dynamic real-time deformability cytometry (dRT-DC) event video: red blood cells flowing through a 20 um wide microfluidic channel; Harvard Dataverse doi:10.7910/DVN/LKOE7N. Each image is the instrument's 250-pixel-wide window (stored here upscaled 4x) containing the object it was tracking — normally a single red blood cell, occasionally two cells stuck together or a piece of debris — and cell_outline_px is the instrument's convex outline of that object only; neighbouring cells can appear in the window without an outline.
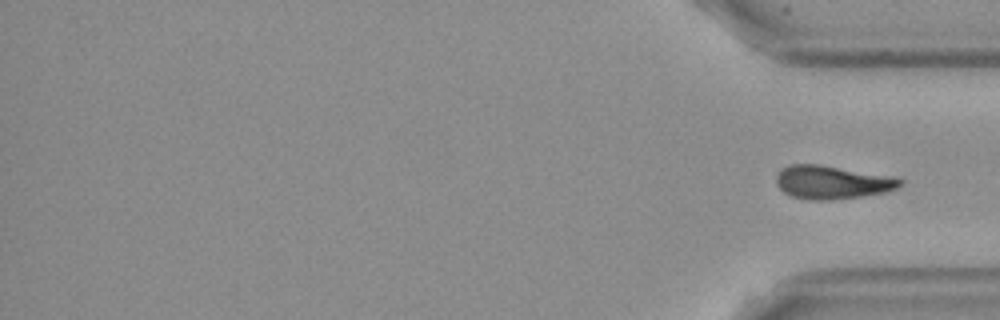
{"species": "Egyptian fruit bat (a non-hibernating species)", "species_latin": "Rousettus aegyptiacus", "temperature_condition": "cold", "stored_images_in_passage": 14, "segment_of_instrument_passage": [2, 2], "camera_frame_rate_fps": 3000, "um_per_image_px": 0.085, "frame": {"image": 1, "passage_image": 14, "time_ms": 15.667, "image_size_px": [1000, 320], "cell_outline_px": [[904, 184], [896, 188], [884, 192], [860, 196], [832, 200], [812, 200], [792, 196], [784, 192], [776, 184], [776, 172], [780, 168], [792, 164], [816, 164], [900, 176], [904, 180]], "centroid_in_image_um": [70.77, 15.47], "position_along_channel_um": 364.4, "area_um2": 24.45}}